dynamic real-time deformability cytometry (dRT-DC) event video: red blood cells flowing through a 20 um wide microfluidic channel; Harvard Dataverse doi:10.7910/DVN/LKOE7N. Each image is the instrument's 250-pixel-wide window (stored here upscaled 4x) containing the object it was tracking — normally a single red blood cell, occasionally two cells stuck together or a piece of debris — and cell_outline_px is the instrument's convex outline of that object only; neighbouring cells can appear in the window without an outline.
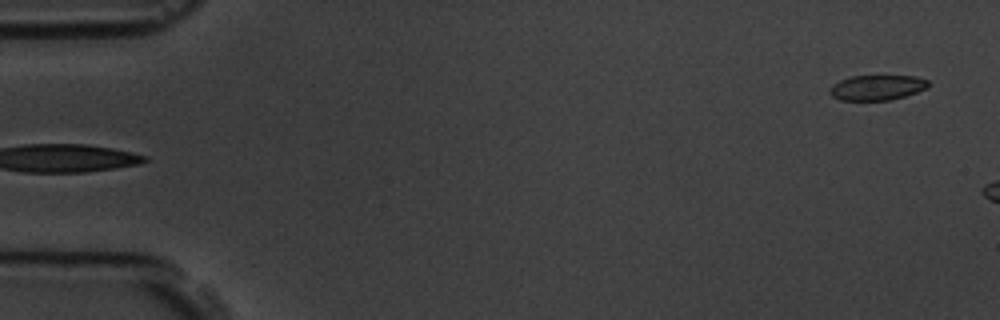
{"species": "common noctule bat (a hibernating species)", "species_latin": "Nyctalus noctula", "temperature_condition": "room temperature", "stored_images_in_passage": 4, "segment_of_instrument_passage": [2, 2], "camera_frame_rate_fps": 3000, "um_per_image_px": 0.085, "animal": {"sex": "male", "body_mass_g": 19.5, "forearm_length_mm": 54.6}, "frame": {"image": 1, "passage_image": 4, "time_ms": 4.333, "image_size_px": [1000, 320], "cell_outline_px": [[928, 88], [904, 96], [888, 100], [840, 100], [832, 96], [828, 92], [832, 84], [840, 80], [852, 76], [916, 76], [928, 80]], "centroid_in_image_um": [74.53, 7.44], "position_along_channel_um": 10.5, "area_um2": 14.39}}